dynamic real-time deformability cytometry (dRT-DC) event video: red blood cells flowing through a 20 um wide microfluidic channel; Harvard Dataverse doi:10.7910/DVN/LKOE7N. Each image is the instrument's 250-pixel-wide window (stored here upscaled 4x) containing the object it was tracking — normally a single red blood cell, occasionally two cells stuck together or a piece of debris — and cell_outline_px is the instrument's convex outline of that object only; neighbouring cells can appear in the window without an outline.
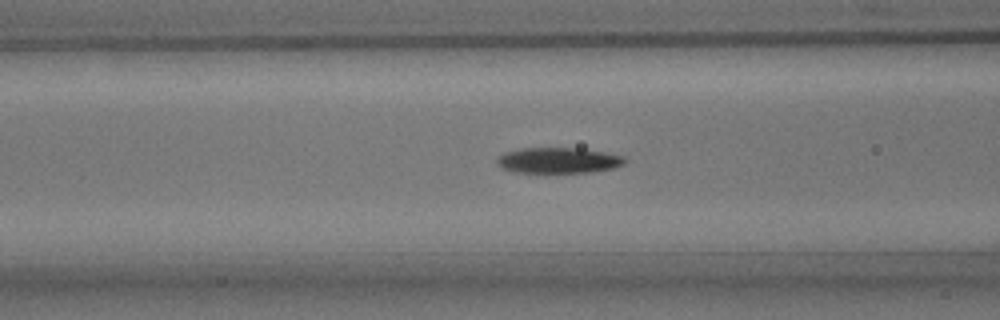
{"species": "common noctule bat (a hibernating species)", "species_latin": "Nyctalus noctula", "temperature_condition": "room temperature", "stored_images_in_passage": 52, "camera_frame_rate_fps": 3000, "um_per_image_px": 0.085, "animal": {"sex": "male", "body_mass_g": 15.6}, "frame": {"image": 1, "passage_image": 19, "time_ms": 6.0, "image_size_px": [1000, 320], "cell_outline_px": [[628, 160], [624, 164], [612, 168], [592, 172], [516, 172], [500, 168], [496, 164], [496, 160], [504, 152], [520, 148], [580, 148], [604, 152], [624, 156]], "centroid_in_image_um": [47.45, 13.63], "position_along_channel_um": 119.1, "area_um2": 19.19}}
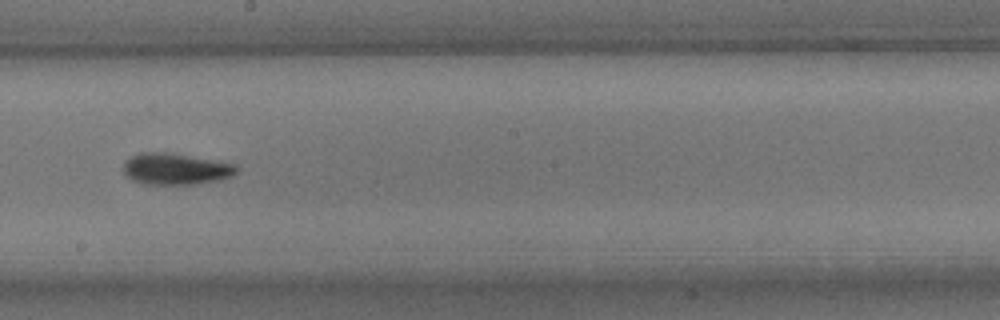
{"frame": {"image": 2, "passage_image": 28, "time_ms": 9.0, "image_size_px": [1000, 320], "cell_outline_px": [[236, 172], [232, 176], [220, 180], [192, 184], [144, 184], [132, 180], [124, 176], [124, 160], [140, 152], [168, 152], [236, 164]], "centroid_in_image_um": [14.88, 14.36], "position_along_channel_um": 233.3, "area_um2": 20.75}}
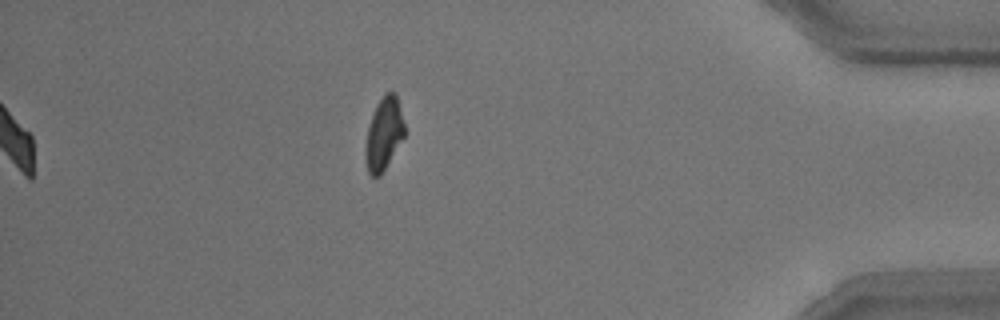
{"frame": {"image": 3, "passage_image": 52, "time_ms": 17.0, "image_size_px": [1000, 320], "cell_outline_px": [[404, 136], [380, 176], [372, 176], [368, 172], [364, 156], [364, 144], [368, 128], [376, 104], [384, 92], [396, 92], [404, 124]], "centroid_in_image_um": [32.6, 11.36], "position_along_channel_um": 402.6, "area_um2": 16.47}, "authors_computed_cell_mechanics": {"area_um2": 19.1896, "velocity_mm_per_s": 3.8021, "shape_relaxation_time_tau1_ms": 2.3516, "shape_relaxation_time_tau2_ms": 4.4168, "deformation_change_tau1": 0.1431, "deformation_change_tau2": 0.0807}}